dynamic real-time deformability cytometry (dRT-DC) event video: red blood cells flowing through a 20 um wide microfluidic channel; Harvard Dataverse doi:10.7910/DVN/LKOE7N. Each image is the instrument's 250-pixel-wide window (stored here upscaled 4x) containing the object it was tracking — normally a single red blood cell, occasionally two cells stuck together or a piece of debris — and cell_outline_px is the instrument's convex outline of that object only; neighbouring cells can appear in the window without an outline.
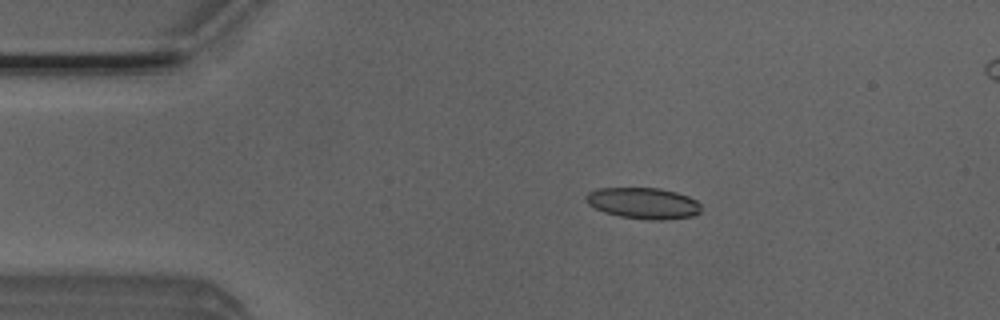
{"species": "Egyptian fruit bat (a non-hibernating species)", "species_latin": "Rousettus aegyptiacus", "temperature_condition": "room temperature", "stored_images_in_passage": 54, "segment_of_instrument_passage": [1, 2], "camera_frame_rate_fps": 3000, "um_per_image_px": 0.085, "animal": {"sex": "male"}, "frame": {"image": 1, "passage_image": 10, "time_ms": 3.0, "image_size_px": [1000, 320], "cell_outline_px": [[700, 212], [692, 216], [664, 220], [648, 220], [620, 216], [604, 212], [588, 204], [584, 200], [584, 196], [588, 192], [596, 188], [660, 188], [676, 192], [688, 196], [696, 200], [700, 204]], "centroid_in_image_um": [54.66, 17.27], "position_along_channel_um": 30.3, "area_um2": 21.04}}
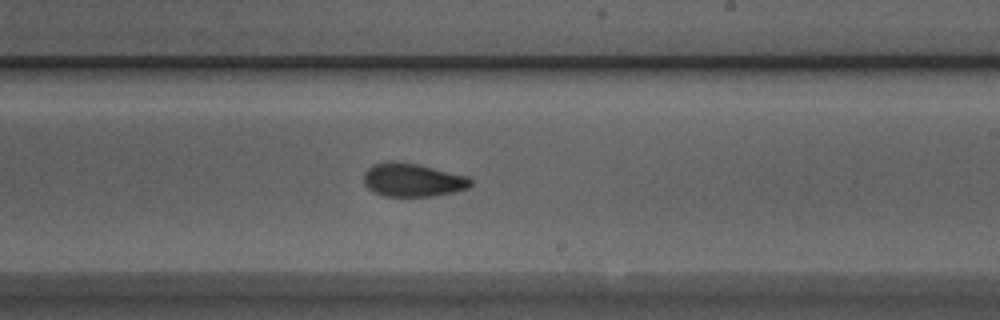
{"frame": {"image": 2, "passage_image": 31, "time_ms": 10.0, "image_size_px": [1000, 320], "cell_outline_px": [[472, 184], [468, 188], [452, 192], [432, 196], [384, 196], [372, 192], [364, 184], [364, 172], [372, 164], [392, 160], [420, 164], [468, 176], [472, 180]], "centroid_in_image_um": [35.05, 15.28], "position_along_channel_um": 253.9, "area_um2": 21.04}}
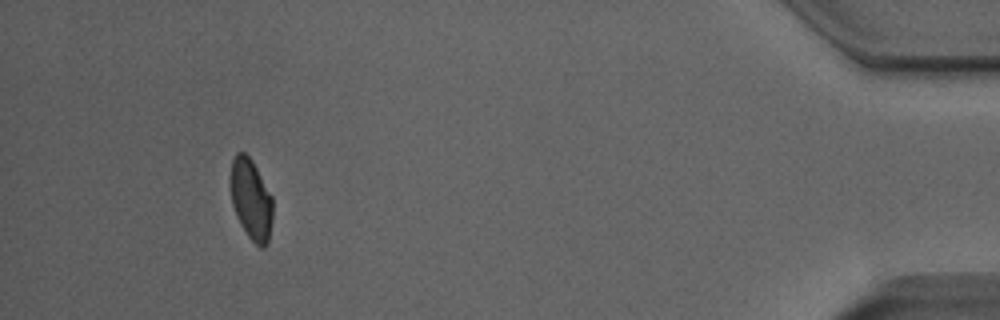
{"frame": {"image": 3, "passage_image": 49, "time_ms": 16.0, "image_size_px": [1000, 320], "cell_outline_px": [[272, 220], [268, 244], [264, 248], [260, 248], [248, 236], [240, 224], [236, 216], [232, 204], [228, 180], [232, 160], [236, 152], [244, 152], [252, 160], [272, 196]], "centroid_in_image_um": [21.31, 16.94], "position_along_channel_um": 413.9, "area_um2": 20.29}}